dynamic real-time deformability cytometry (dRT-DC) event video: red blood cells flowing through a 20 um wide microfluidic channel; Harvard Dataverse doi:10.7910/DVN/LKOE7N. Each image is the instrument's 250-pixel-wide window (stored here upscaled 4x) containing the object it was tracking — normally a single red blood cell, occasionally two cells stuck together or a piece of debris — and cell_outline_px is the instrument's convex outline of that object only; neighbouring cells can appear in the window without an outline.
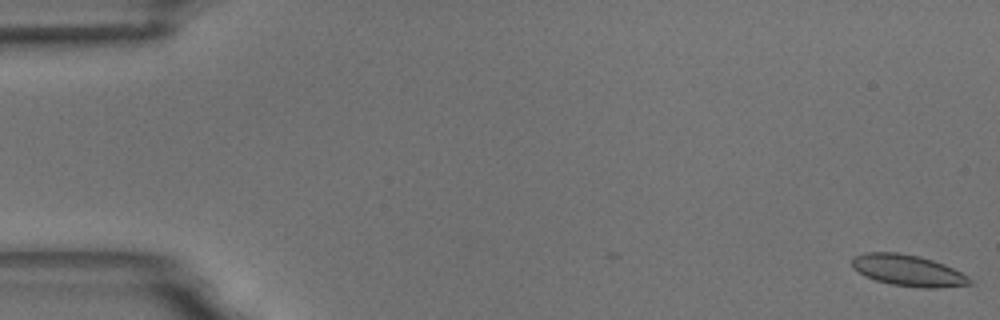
{"species": "common noctule bat (a hibernating species)", "species_latin": "Nyctalus noctula", "temperature_condition": "room temperature", "stored_images_in_passage": 47, "camera_frame_rate_fps": 3000, "um_per_image_px": 0.085, "animal": {"sex": "male", "body_mass_g": 18.8}, "frame": {"image": 1, "passage_image": 1, "time_ms": 0.0, "image_size_px": [1000, 320], "cell_outline_px": [[976, 284], [936, 288], [920, 288], [892, 284], [876, 280], [864, 276], [856, 272], [852, 268], [852, 256], [864, 252], [896, 252], [920, 256], [944, 264], [968, 276]], "centroid_in_image_um": [77.16, 22.99], "position_along_channel_um": 7.8, "area_um2": 21.73}}
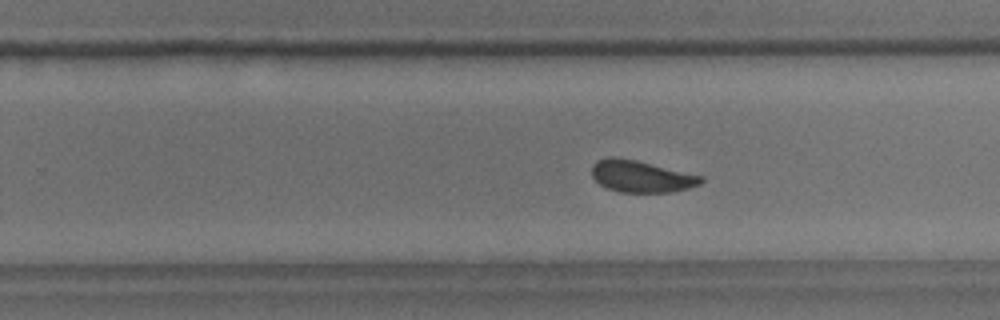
{"frame": {"image": 2, "passage_image": 37, "time_ms": 12.0, "image_size_px": [1000, 320], "cell_outline_px": [[704, 180], [700, 184], [688, 188], [672, 192], [620, 192], [608, 188], [600, 184], [592, 176], [592, 164], [596, 160], [608, 156], [612, 156], [636, 160], [704, 176]], "centroid_in_image_um": [54.5, 14.98], "position_along_channel_um": 275.3, "area_um2": 20.29}}
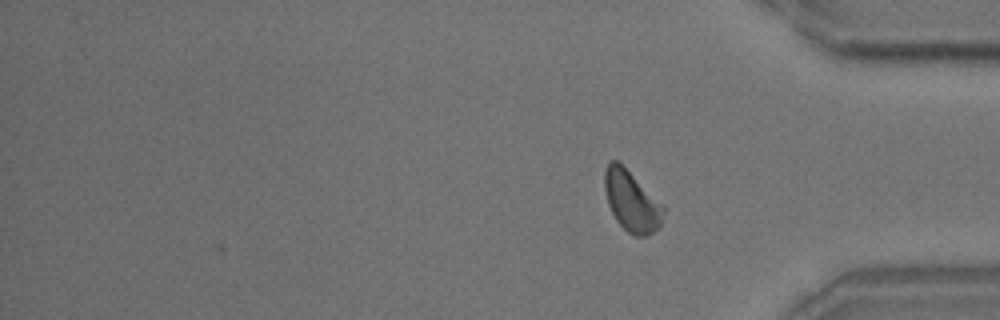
{"frame": {"image": 3, "passage_image": 47, "time_ms": 15.333, "image_size_px": [1000, 320], "cell_outline_px": [[664, 212], [660, 224], [652, 232], [644, 236], [632, 236], [616, 220], [608, 204], [604, 188], [604, 172], [608, 160], [616, 160], [664, 204]], "centroid_in_image_um": [53.67, 17.09], "position_along_channel_um": 381.5, "area_um2": 20.58}, "authors_computed_cell_mechanics": {"area_um2": 21.097, "velocity_mm_per_s": 3.4628, "shape_relaxation_time_tau1_ms": 4.1086, "shape_relaxation_time_tau2_ms": 1.377, "deformation_change_tau1": 0.0938, "deformation_change_tau2": 0.0518}}